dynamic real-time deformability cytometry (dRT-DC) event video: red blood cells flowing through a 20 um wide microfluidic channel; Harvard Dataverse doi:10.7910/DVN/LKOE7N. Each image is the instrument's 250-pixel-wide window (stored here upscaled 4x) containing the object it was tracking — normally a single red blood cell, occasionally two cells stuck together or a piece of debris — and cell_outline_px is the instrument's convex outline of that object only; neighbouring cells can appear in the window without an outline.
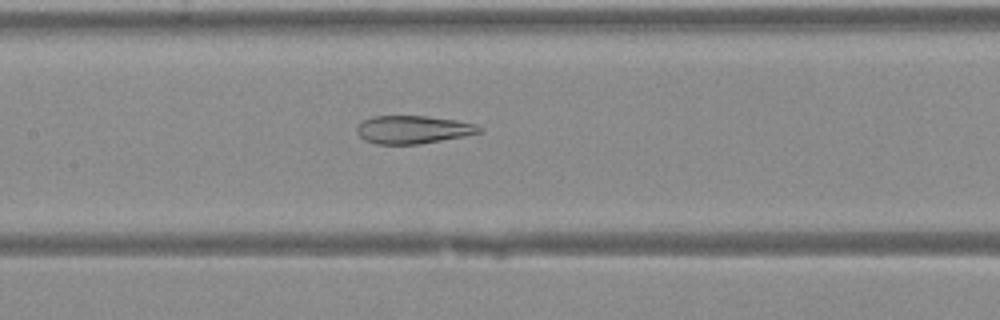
{"species": "Egyptian fruit bat (a non-hibernating species)", "species_latin": "Rousettus aegyptiacus", "temperature_condition": "warm", "stored_images_in_passage": 29, "camera_frame_rate_fps": 3000, "um_per_image_px": 0.085, "animal": {"sex": "female"}, "frame": {"image": 1, "passage_image": 8, "time_ms": 2.333, "image_size_px": [1000, 320], "cell_outline_px": [[484, 132], [464, 136], [416, 144], [376, 144], [364, 140], [356, 132], [356, 128], [360, 120], [372, 116], [428, 116], [456, 120], [476, 124], [484, 128]], "centroid_in_image_um": [35.1, 11.0], "position_along_channel_um": 172.3, "area_um2": 20.17}}
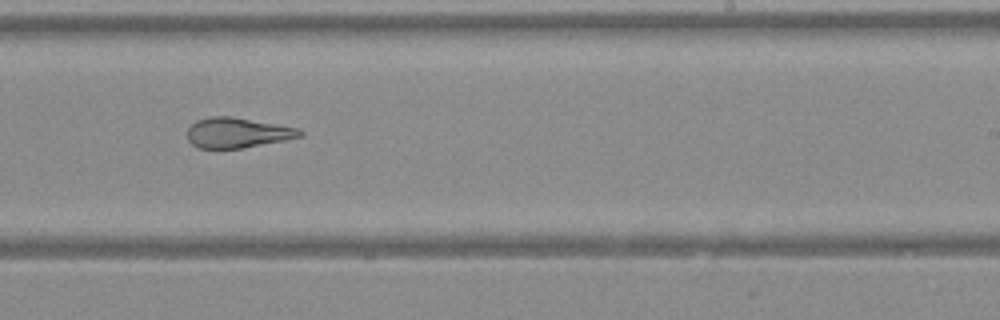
{"frame": {"image": 2, "passage_image": 14, "time_ms": 4.333, "image_size_px": [1000, 320], "cell_outline_px": [[304, 132], [300, 136], [284, 140], [240, 148], [196, 148], [188, 140], [188, 128], [196, 120], [208, 116], [232, 116], [300, 128]], "centroid_in_image_um": [20.16, 11.27], "position_along_channel_um": 268.8, "area_um2": 19.77}}
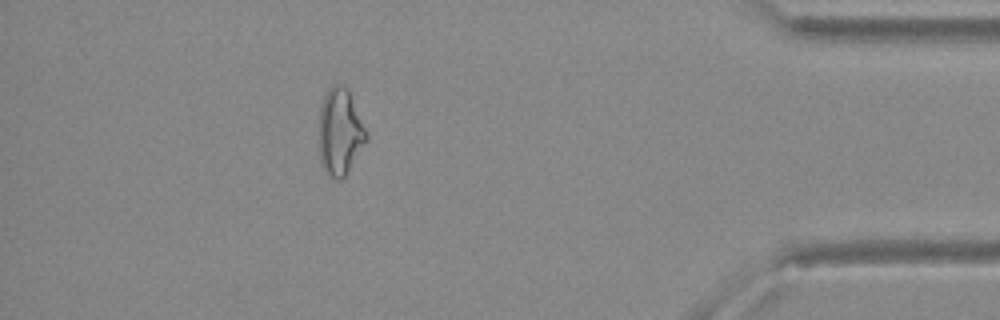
{"frame": {"image": 3, "passage_image": 25, "time_ms": 8.0, "image_size_px": [1000, 320], "cell_outline_px": [[368, 140], [344, 176], [340, 180], [336, 180], [328, 172], [320, 160], [320, 104], [328, 88], [332, 84], [340, 84], [348, 88], [368, 136]], "centroid_in_image_um": [28.91, 11.16], "position_along_channel_um": 406.3, "area_um2": 23.47}}